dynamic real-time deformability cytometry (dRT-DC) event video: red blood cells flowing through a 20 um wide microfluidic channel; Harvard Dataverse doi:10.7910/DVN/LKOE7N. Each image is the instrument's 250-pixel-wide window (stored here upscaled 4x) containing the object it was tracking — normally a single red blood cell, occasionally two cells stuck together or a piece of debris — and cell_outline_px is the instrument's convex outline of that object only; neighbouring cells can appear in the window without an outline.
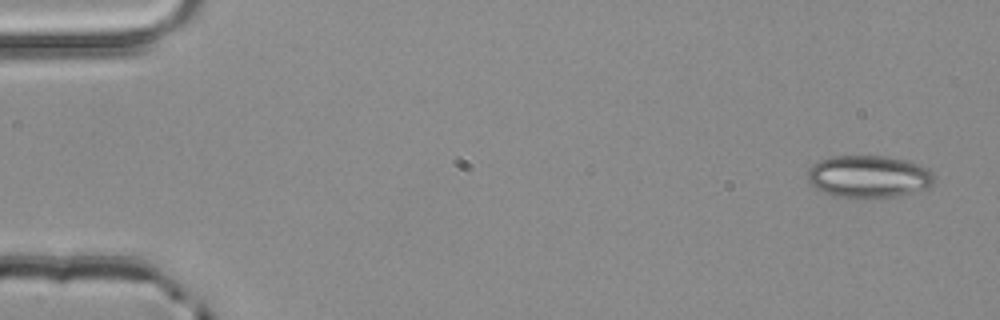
{"species": "common noctule bat (a hibernating species)", "species_latin": "Nyctalus noctula", "temperature_condition": "room temperature", "stored_images_in_passage": 4, "camera_frame_rate_fps": 3000, "um_per_image_px": 0.085, "animal": {"sex": "male", "body_mass_g": 20.4}, "frame": {"image": 1, "passage_image": 1, "time_ms": 0.0, "image_size_px": [1000, 320], "cell_outline_px": [[936, 180], [928, 188], [900, 196], [872, 200], [832, 196], [816, 188], [808, 180], [808, 168], [812, 164], [828, 156], [884, 156], [908, 160], [920, 164], [928, 168], [936, 176]], "centroid_in_image_um": [73.87, 15.03], "position_along_channel_um": 11.1, "area_um2": 32.19}}